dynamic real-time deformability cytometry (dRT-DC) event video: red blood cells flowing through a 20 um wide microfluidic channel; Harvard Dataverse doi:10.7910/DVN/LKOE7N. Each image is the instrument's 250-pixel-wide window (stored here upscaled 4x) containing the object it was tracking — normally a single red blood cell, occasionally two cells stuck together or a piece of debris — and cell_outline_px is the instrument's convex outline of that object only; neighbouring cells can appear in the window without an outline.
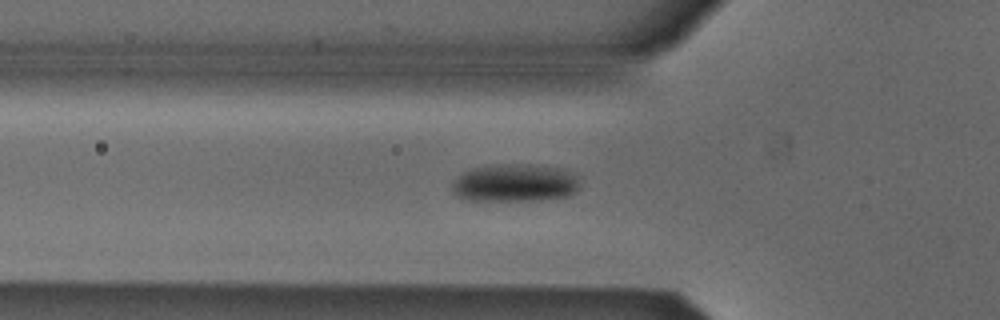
{"species": "Egyptian fruit bat (a non-hibernating species)", "species_latin": "Rousettus aegyptiacus", "temperature_condition": "cold", "stored_images_in_passage": 35, "camera_frame_rate_fps": 3000, "um_per_image_px": 0.085, "animal": {"sex": "male"}, "frame": {"image": 1, "passage_image": 2, "time_ms": 0.333, "image_size_px": [1000, 320], "cell_outline_px": [[580, 184], [576, 192], [568, 196], [540, 200], [464, 200], [456, 196], [452, 192], [452, 184], [464, 172], [472, 168], [500, 164], [528, 164], [560, 168], [576, 176], [580, 180]], "centroid_in_image_um": [43.77, 15.56], "position_along_channel_um": 82.0, "area_um2": 28.15}}
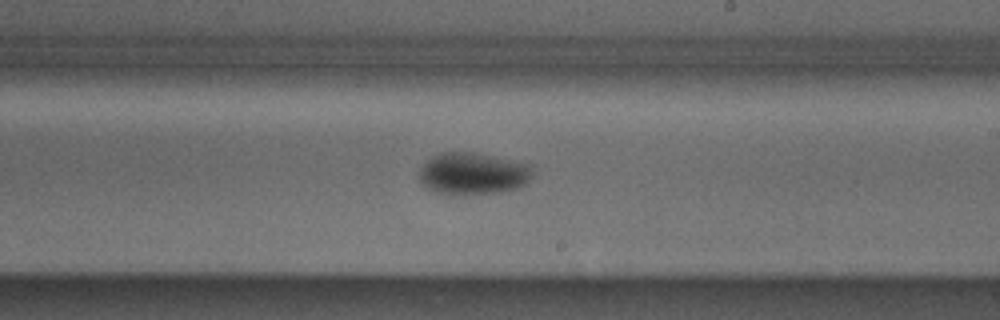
{"frame": {"image": 2, "passage_image": 15, "time_ms": 4.667, "image_size_px": [1000, 320], "cell_outline_px": [[532, 176], [520, 188], [500, 192], [464, 196], [452, 196], [436, 192], [428, 188], [420, 180], [416, 172], [424, 160], [440, 152], [472, 152], [532, 164]], "centroid_in_image_um": [40.15, 14.77], "position_along_channel_um": 248.9, "area_um2": 28.55}}
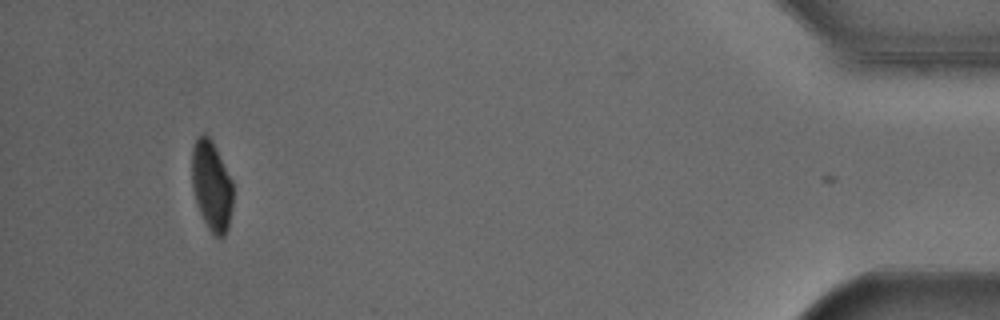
{"frame": {"image": 3, "passage_image": 34, "time_ms": 11.0, "image_size_px": [1000, 320], "cell_outline_px": [[232, 204], [228, 228], [224, 236], [220, 240], [208, 228], [200, 212], [192, 188], [192, 148], [196, 140], [204, 132], [212, 140], [232, 180]], "centroid_in_image_um": [17.98, 15.79], "position_along_channel_um": 417.2, "area_um2": 21.39}, "authors_computed_cell_mechanics": {"area_um2": 26.7614, "velocity_mm_per_s": 3.8433, "shape_relaxation_time_tau1_ms": 3.8433, "shape_relaxation_time_tau2_ms": null, "deformation_change_tau1": 0.098, "deformation_change_tau2": null}}